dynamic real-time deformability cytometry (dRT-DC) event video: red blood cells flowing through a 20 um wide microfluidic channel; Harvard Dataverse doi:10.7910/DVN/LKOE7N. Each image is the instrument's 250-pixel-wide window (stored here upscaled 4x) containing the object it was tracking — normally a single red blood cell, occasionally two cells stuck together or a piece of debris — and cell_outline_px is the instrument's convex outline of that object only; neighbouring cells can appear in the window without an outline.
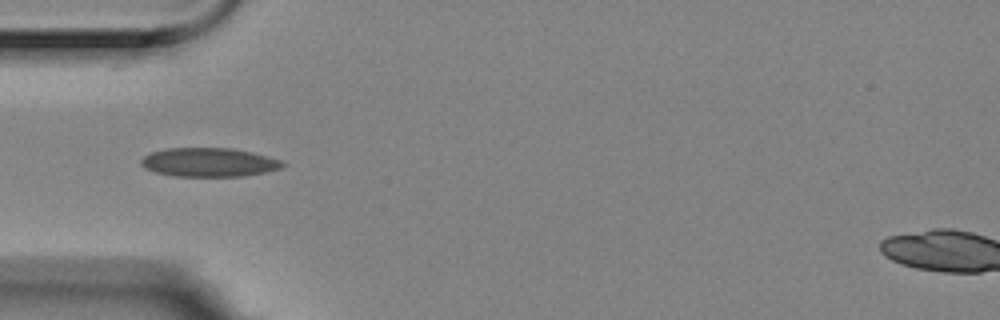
{"species": "Egyptian fruit bat (a non-hibernating species)", "species_latin": "Rousettus aegyptiacus", "temperature_condition": "room temperature", "stored_images_in_passage": 10, "camera_frame_rate_fps": 3000, "um_per_image_px": 0.085, "animal": {"sex": "female"}, "frame": {"image": 1, "passage_image": 5, "time_ms": 1.333, "image_size_px": [1000, 320], "cell_outline_px": [[288, 164], [280, 168], [264, 172], [244, 176], [172, 176], [156, 172], [144, 168], [140, 164], [140, 160], [144, 156], [152, 152], [164, 148], [232, 148], [252, 152], [280, 160]], "centroid_in_image_um": [17.74, 13.79], "position_along_channel_um": 67.3, "area_um2": 23.81}}
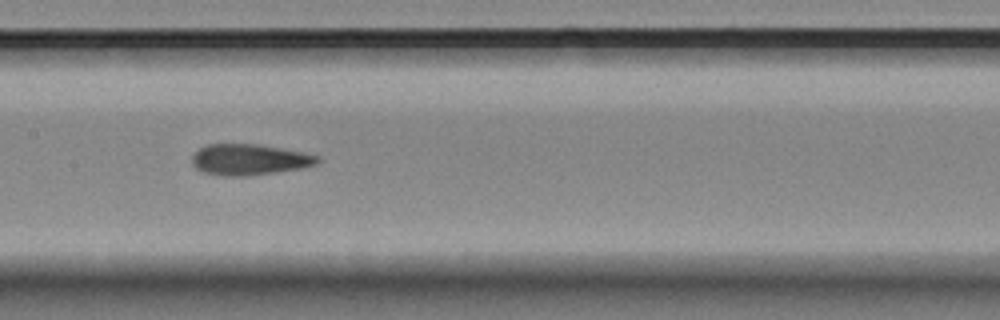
{"frame": {"image": 2, "passage_image": 8, "time_ms": 2.333, "image_size_px": [1000, 320], "cell_outline_px": [[320, 160], [316, 164], [304, 168], [248, 176], [220, 176], [200, 172], [192, 164], [192, 156], [200, 148], [208, 144], [260, 144], [304, 152], [320, 156]], "centroid_in_image_um": [21.2, 13.57], "position_along_channel_um": 186.2, "area_um2": 22.95}}
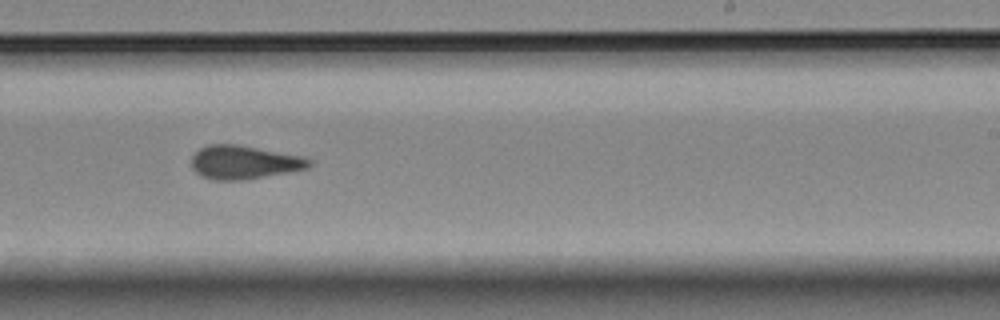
{"frame": {"image": 3, "passage_image": 10, "time_ms": 3.0, "image_size_px": [1000, 320], "cell_outline_px": [[312, 164], [308, 168], [240, 180], [212, 180], [200, 176], [192, 168], [192, 156], [200, 148], [208, 144], [236, 144], [304, 156], [312, 160]], "centroid_in_image_um": [20.72, 13.78], "position_along_channel_um": 268.3, "area_um2": 22.89}}